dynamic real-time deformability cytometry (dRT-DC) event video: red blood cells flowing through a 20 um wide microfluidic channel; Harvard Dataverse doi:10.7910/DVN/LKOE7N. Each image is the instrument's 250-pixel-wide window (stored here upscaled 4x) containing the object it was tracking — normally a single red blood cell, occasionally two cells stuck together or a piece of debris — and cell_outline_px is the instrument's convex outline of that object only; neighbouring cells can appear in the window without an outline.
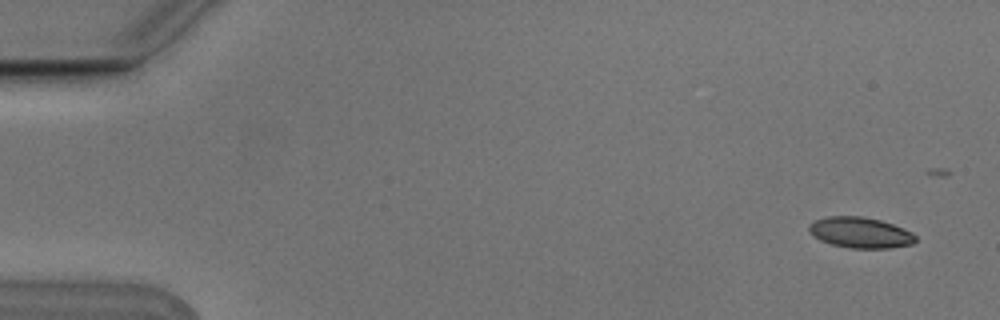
{"species": "Egyptian fruit bat (a non-hibernating species)", "species_latin": "Rousettus aegyptiacus", "temperature_condition": "cold", "stored_images_in_passage": 4, "camera_frame_rate_fps": 3000, "um_per_image_px": 0.085, "animal": {"sex": "male"}, "frame": {"image": 1, "passage_image": 1, "time_ms": 0.0, "image_size_px": [1000, 320], "cell_outline_px": [[916, 240], [912, 244], [892, 248], [852, 248], [832, 244], [820, 240], [808, 228], [808, 224], [816, 220], [828, 216], [860, 216], [880, 220], [904, 228], [912, 232], [916, 236]], "centroid_in_image_um": [73.16, 19.77], "position_along_channel_um": 11.8, "area_um2": 18.96}}